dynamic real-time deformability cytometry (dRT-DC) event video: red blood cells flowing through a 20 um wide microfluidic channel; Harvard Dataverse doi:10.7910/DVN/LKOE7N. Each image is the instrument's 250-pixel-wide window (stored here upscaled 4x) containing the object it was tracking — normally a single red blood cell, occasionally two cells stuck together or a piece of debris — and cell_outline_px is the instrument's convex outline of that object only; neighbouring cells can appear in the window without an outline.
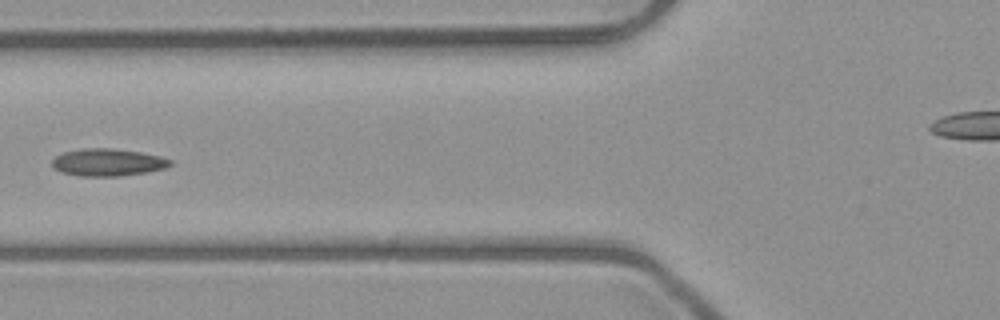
{"species": "common noctule bat (a hibernating species)", "species_latin": "Nyctalus noctula", "temperature_condition": "room temperature", "stored_images_in_passage": 4, "camera_frame_rate_fps": 3000, "um_per_image_px": 0.085, "animal": {"sex": "male", "body_mass_g": 23.1, "forearm_length_mm": 52.7}, "frame": {"image": 1, "passage_image": 3, "time_ms": 3.333, "image_size_px": [1000, 320], "cell_outline_px": [[172, 164], [164, 168], [144, 172], [120, 176], [80, 176], [64, 172], [52, 168], [52, 160], [56, 156], [64, 152], [80, 148], [112, 148], [140, 152], [160, 156], [172, 160]], "centroid_in_image_um": [9.14, 13.79], "position_along_channel_um": 116.7, "area_um2": 18.73}}
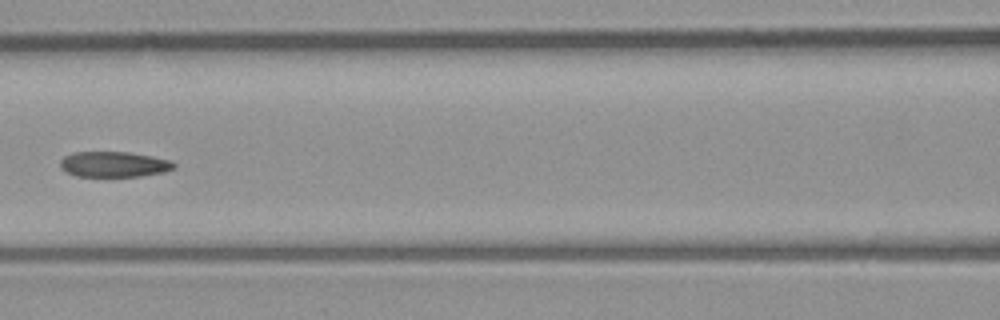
{"frame": {"image": 2, "passage_image": 4, "time_ms": 4.333, "image_size_px": [1000, 320], "cell_outline_px": [[176, 168], [164, 172], [140, 176], [76, 176], [64, 172], [60, 168], [60, 160], [64, 156], [72, 152], [128, 152], [168, 160], [176, 164]], "centroid_in_image_um": [9.63, 13.97], "position_along_channel_um": 157.0, "area_um2": 16.88}}